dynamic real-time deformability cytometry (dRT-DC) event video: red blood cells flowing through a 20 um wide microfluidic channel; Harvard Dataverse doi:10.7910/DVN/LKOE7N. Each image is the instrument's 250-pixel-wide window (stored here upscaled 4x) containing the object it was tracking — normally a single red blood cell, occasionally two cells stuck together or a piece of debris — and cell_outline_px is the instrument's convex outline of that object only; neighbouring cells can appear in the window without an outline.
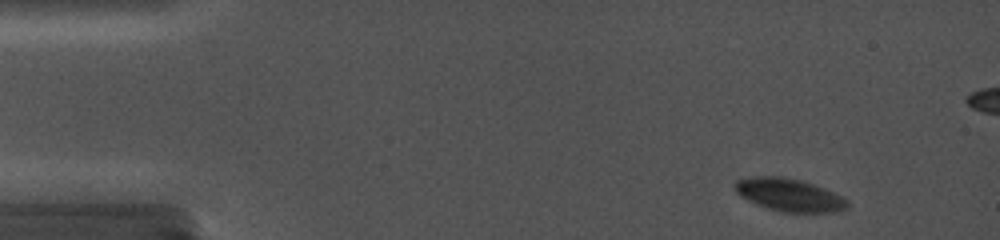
{"species": "common noctule bat (a hibernating species)", "species_latin": "Nyctalus noctula", "temperature_condition": "cold", "stored_images_in_passage": 22, "camera_frame_rate_fps": 5000, "um_per_image_px": 0.085, "animal": {"sex": "female", "body_mass_g": 19.0, "forearm_length_mm": 56.7}, "frame": {"image": 1, "passage_image": 3, "time_ms": 0.8, "image_size_px": [1000, 240], "cell_outline_px": [[848, 208], [836, 212], [780, 212], [756, 204], [740, 196], [736, 192], [732, 184], [736, 180], [752, 176], [780, 176], [800, 180], [824, 188], [848, 200]], "centroid_in_image_um": [67.04, 16.56], "position_along_channel_um": 18.0, "area_um2": 21.5}}
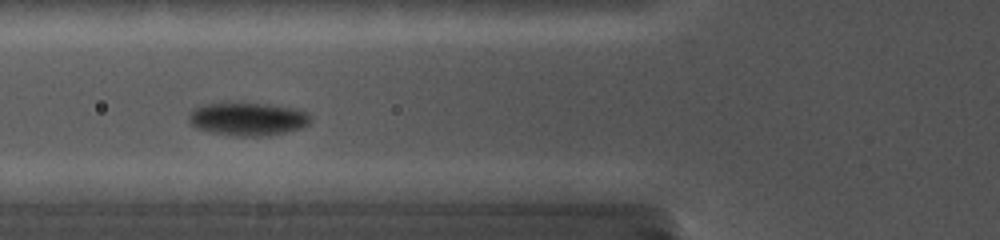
{"frame": {"image": 2, "passage_image": 15, "time_ms": 5.8, "image_size_px": [1000, 240], "cell_outline_px": [[312, 120], [308, 124], [300, 128], [284, 132], [260, 136], [236, 136], [212, 132], [196, 128], [188, 120], [188, 112], [192, 108], [200, 104], [224, 100], [228, 100], [272, 104], [296, 108], [308, 112], [312, 116]], "centroid_in_image_um": [21.0, 10.04], "position_along_channel_um": 104.8, "area_um2": 24.57}}
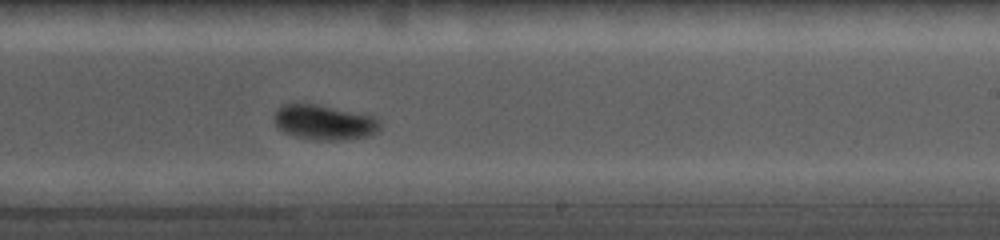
{"frame": {"image": 3, "passage_image": 21, "time_ms": 10.0, "image_size_px": [1000, 240], "cell_outline_px": [[380, 128], [368, 136], [340, 140], [316, 140], [284, 132], [276, 124], [276, 112], [284, 104], [320, 104], [372, 116], [380, 124]], "centroid_in_image_um": [27.58, 10.39], "position_along_channel_um": 261.4, "area_um2": 20.92}}